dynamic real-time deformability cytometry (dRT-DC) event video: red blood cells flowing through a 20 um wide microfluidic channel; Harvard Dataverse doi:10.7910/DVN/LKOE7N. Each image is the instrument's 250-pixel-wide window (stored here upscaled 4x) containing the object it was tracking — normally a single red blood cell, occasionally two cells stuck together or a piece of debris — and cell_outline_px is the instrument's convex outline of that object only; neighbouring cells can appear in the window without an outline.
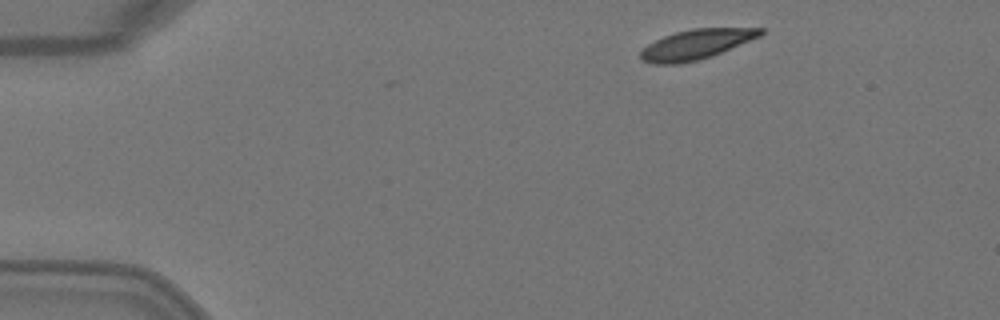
{"species": "Egyptian fruit bat (a non-hibernating species)", "species_latin": "Rousettus aegyptiacus", "temperature_condition": "warm", "stored_images_in_passage": 3, "camera_frame_rate_fps": 3000, "um_per_image_px": 0.085, "animal": {"sex": "female"}, "frame": {"image": 1, "passage_image": 1, "time_ms": 0.0, "image_size_px": [1000, 320], "cell_outline_px": [[764, 32], [760, 36], [712, 56], [680, 64], [652, 64], [640, 60], [640, 52], [648, 44], [664, 36], [676, 32], [692, 28], [764, 28]], "centroid_in_image_um": [59.15, 3.77], "position_along_channel_um": 25.9, "area_um2": 20.75}}
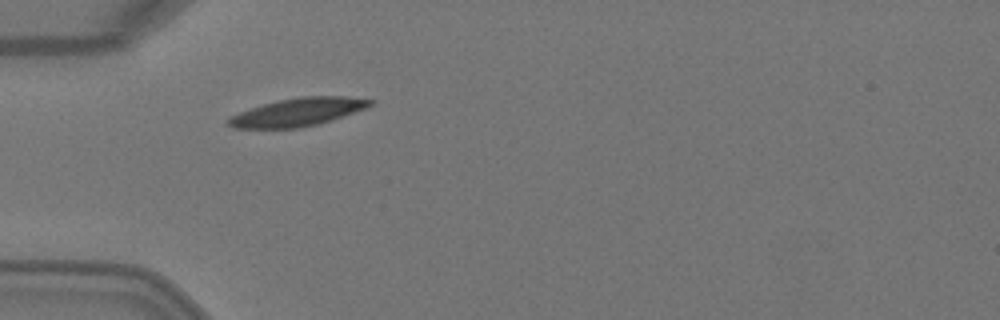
{"frame": {"image": 2, "passage_image": 3, "time_ms": 0.667, "image_size_px": [1000, 320], "cell_outline_px": [[376, 100], [372, 104], [364, 108], [332, 120], [300, 128], [232, 128], [224, 124], [224, 120], [228, 116], [276, 100], [300, 96], [348, 96]], "centroid_in_image_um": [25.25, 9.53], "position_along_channel_um": 59.8, "area_um2": 23.29}}